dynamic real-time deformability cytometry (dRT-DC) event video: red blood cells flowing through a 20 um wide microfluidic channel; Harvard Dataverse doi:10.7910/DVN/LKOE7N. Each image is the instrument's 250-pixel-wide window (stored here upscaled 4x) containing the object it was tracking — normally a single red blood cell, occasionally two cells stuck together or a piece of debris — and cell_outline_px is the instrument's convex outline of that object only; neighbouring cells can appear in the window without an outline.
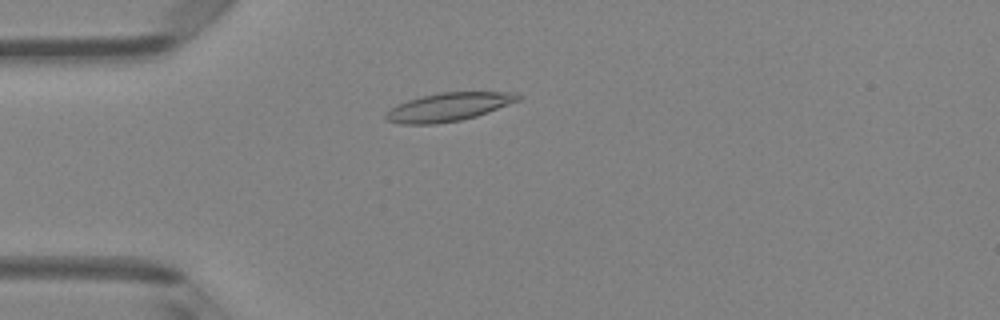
{"species": "Egyptian fruit bat (a non-hibernating species)", "species_latin": "Rousettus aegyptiacus", "temperature_condition": "room temperature", "stored_images_in_passage": 5, "camera_frame_rate_fps": 3000, "um_per_image_px": 0.085, "animal": {"sex": "female"}, "frame": {"image": 1, "passage_image": 4, "time_ms": 3.667, "image_size_px": [1000, 320], "cell_outline_px": [[520, 100], [476, 116], [460, 120], [436, 124], [400, 124], [388, 120], [384, 116], [396, 104], [420, 96], [440, 92], [516, 92], [520, 96]], "centroid_in_image_um": [38.12, 9.08], "position_along_channel_um": 46.9, "area_um2": 21.68}}